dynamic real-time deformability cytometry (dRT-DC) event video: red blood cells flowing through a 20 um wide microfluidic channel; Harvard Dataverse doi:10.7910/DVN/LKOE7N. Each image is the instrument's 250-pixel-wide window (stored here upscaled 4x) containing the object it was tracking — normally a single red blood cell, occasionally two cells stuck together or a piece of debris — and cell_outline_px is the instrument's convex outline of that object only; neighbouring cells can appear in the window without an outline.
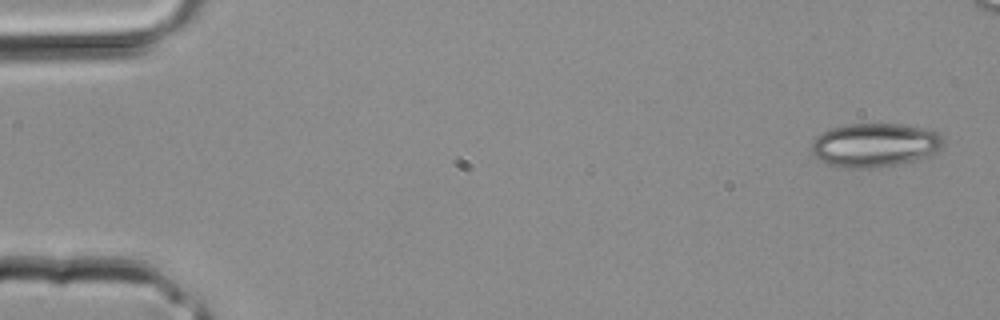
{"species": "common noctule bat (a hibernating species)", "species_latin": "Nyctalus noctula", "temperature_condition": "room temperature", "stored_images_in_passage": 3, "camera_frame_rate_fps": 3000, "um_per_image_px": 0.085, "animal": {"sex": "male", "body_mass_g": 20.4}, "frame": {"image": 1, "passage_image": 1, "time_ms": 0.0, "image_size_px": [1000, 320], "cell_outline_px": [[944, 140], [940, 148], [936, 152], [928, 156], [896, 164], [876, 168], [848, 168], [828, 164], [812, 156], [812, 140], [820, 132], [828, 128], [848, 124], [900, 124], [928, 128], [940, 132], [944, 136]], "centroid_in_image_um": [74.35, 12.31], "position_along_channel_um": 10.7, "area_um2": 34.04}}